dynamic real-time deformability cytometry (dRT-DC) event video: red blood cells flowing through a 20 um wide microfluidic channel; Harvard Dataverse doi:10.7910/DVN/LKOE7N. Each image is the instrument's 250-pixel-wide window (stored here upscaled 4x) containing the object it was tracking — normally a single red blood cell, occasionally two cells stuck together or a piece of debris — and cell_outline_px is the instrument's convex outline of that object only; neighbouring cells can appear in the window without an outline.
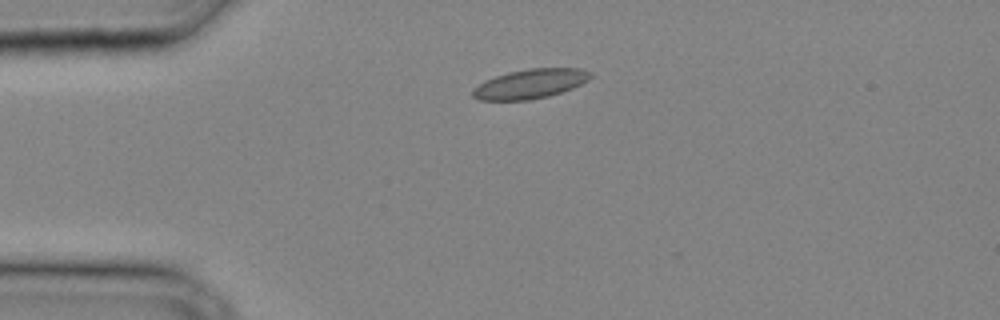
{"species": "common noctule bat (a hibernating species)", "species_latin": "Nyctalus noctula", "temperature_condition": "cold", "stored_images_in_passage": 24, "camera_frame_rate_fps": 3000, "um_per_image_px": 0.085, "animal": {"sex": "male", "body_mass_g": 20.4}, "frame": {"image": 1, "passage_image": 2, "time_ms": 0.333, "image_size_px": [1000, 320], "cell_outline_px": [[592, 76], [588, 80], [572, 88], [548, 96], [528, 100], [480, 100], [472, 96], [472, 88], [484, 80], [508, 72], [528, 68], [580, 68], [592, 72]], "centroid_in_image_um": [45.05, 7.12], "position_along_channel_um": 40.0, "area_um2": 20.23}}
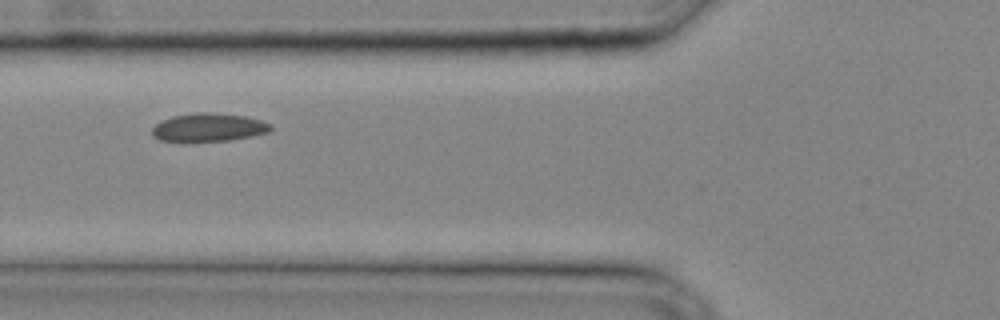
{"frame": {"image": 2, "passage_image": 7, "time_ms": 2.0, "image_size_px": [1000, 320], "cell_outline_px": [[272, 128], [268, 132], [252, 136], [228, 140], [188, 144], [180, 144], [160, 140], [152, 136], [152, 128], [156, 124], [172, 116], [200, 112], [212, 112], [248, 116], [260, 120], [268, 124]], "centroid_in_image_um": [17.66, 10.87], "position_along_channel_um": 108.1, "area_um2": 20.17}}
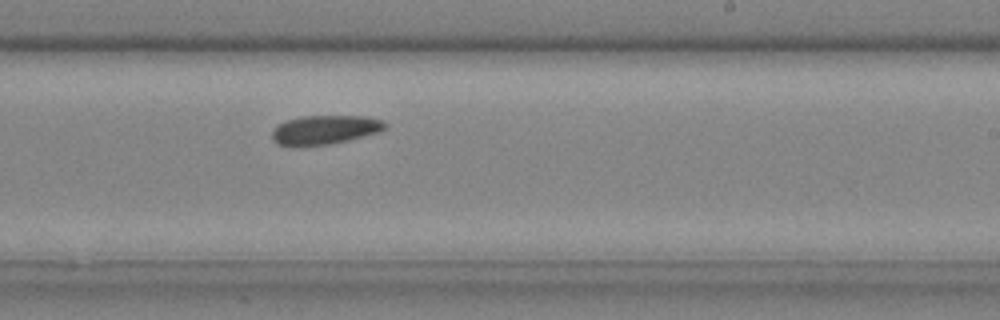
{"frame": {"image": 3, "passage_image": 15, "time_ms": 4.667, "image_size_px": [1000, 320], "cell_outline_px": [[388, 128], [376, 132], [348, 140], [332, 144], [292, 148], [276, 144], [272, 140], [272, 132], [276, 124], [288, 120], [304, 116], [364, 116], [384, 120], [388, 124]], "centroid_in_image_um": [27.56, 11.06], "position_along_channel_um": 261.4, "area_um2": 19.59}}